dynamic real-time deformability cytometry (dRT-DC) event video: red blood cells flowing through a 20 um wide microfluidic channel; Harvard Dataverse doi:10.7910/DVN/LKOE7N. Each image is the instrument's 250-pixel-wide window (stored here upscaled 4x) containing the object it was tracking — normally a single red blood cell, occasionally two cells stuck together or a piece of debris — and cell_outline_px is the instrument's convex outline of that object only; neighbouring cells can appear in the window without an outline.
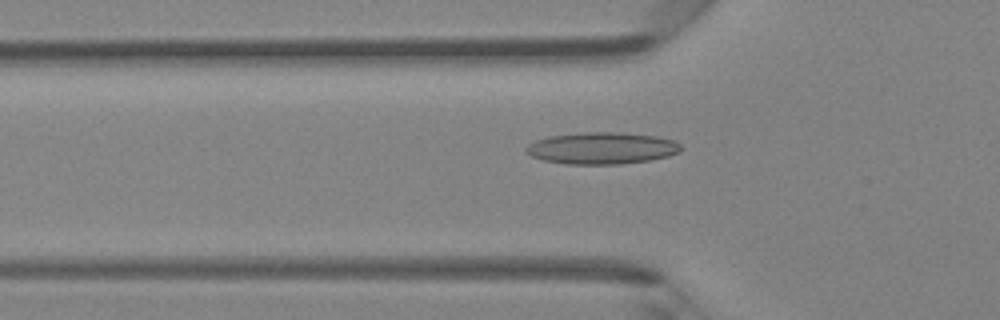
{"species": "Egyptian fruit bat (a non-hibernating species)", "species_latin": "Rousettus aegyptiacus", "temperature_condition": "room temperature", "stored_images_in_passage": 47, "camera_frame_rate_fps": 3000, "um_per_image_px": 0.085, "animal": {"sex": "female"}, "frame": {"image": 1, "passage_image": 16, "time_ms": 5.0, "image_size_px": [1000, 320], "cell_outline_px": [[680, 152], [668, 156], [652, 160], [620, 164], [564, 164], [544, 160], [532, 156], [524, 152], [524, 148], [528, 144], [536, 140], [548, 136], [584, 132], [620, 132], [656, 136], [672, 140], [680, 144]], "centroid_in_image_um": [51.13, 12.59], "position_along_channel_um": 74.7, "area_um2": 28.84}}
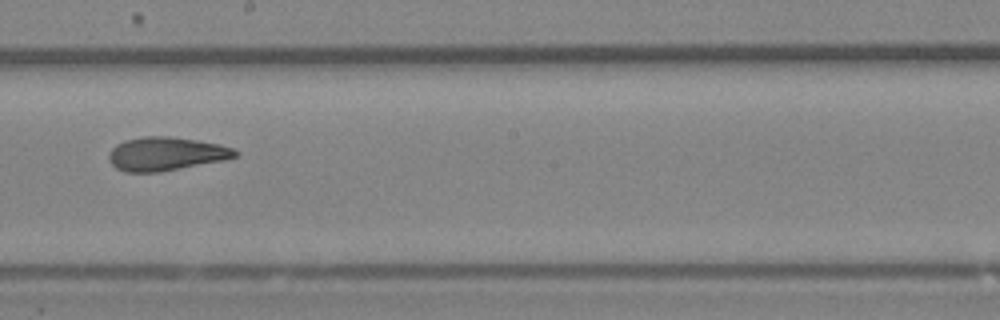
{"frame": {"image": 2, "passage_image": 27, "time_ms": 8.667, "image_size_px": [1000, 320], "cell_outline_px": [[240, 152], [236, 156], [224, 160], [160, 172], [124, 172], [116, 168], [108, 160], [108, 152], [116, 144], [124, 140], [144, 136], [168, 136], [196, 140], [220, 144], [232, 148]], "centroid_in_image_um": [14.07, 13.07], "position_along_channel_um": 234.1, "area_um2": 24.8}}
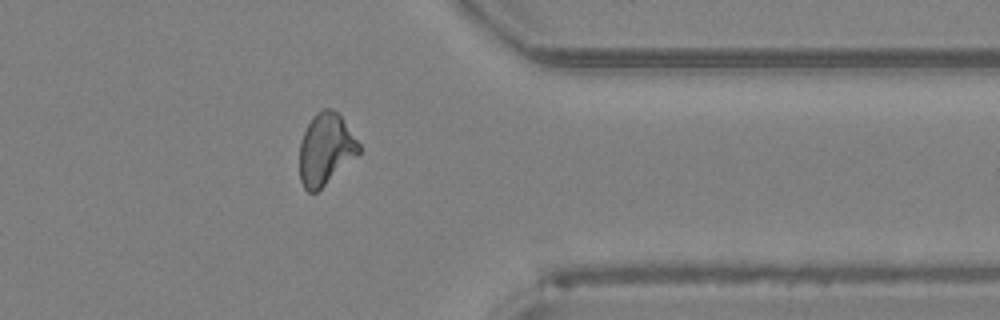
{"frame": {"image": 3, "passage_image": 38, "time_ms": 12.333, "image_size_px": [1000, 320], "cell_outline_px": [[360, 152], [356, 156], [316, 192], [308, 192], [304, 188], [300, 180], [300, 140], [312, 116], [316, 112], [324, 108], [332, 108], [340, 116], [360, 144]], "centroid_in_image_um": [27.66, 12.66], "position_along_channel_um": 383.7, "area_um2": 24.39}, "authors_computed_cell_mechanics": {"area_um2": 24.854, "velocity_mm_per_s": 4.3575, "shape_relaxation_time_tau1_ms": 6.2355, "shape_relaxation_time_tau2_ms": 2.3599, "deformation_change_tau1": 0.1864, "deformation_change_tau2": 0.1107}}